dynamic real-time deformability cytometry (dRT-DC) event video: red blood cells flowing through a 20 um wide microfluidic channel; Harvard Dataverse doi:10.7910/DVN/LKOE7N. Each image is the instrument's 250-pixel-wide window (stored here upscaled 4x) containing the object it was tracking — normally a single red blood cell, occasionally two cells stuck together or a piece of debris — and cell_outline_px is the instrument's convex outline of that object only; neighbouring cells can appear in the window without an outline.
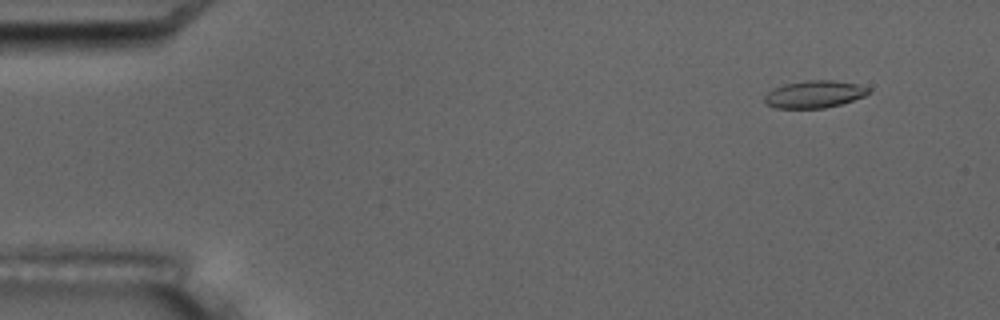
{"species": "common noctule bat (a hibernating species)", "species_latin": "Nyctalus noctula", "temperature_condition": "room temperature", "stored_images_in_passage": 10, "camera_frame_rate_fps": 3000, "um_per_image_px": 0.085, "animal": {"sex": "male", "body_mass_g": 17.5, "forearm_length_mm": 52.3}, "frame": {"image": 1, "passage_image": 1, "time_ms": 0.0, "image_size_px": [1000, 320], "cell_outline_px": [[872, 92], [864, 96], [840, 104], [824, 108], [772, 108], [764, 104], [764, 96], [772, 88], [784, 84], [808, 80], [832, 80], [856, 84], [872, 88]], "centroid_in_image_um": [69.19, 8.01], "position_along_channel_um": 15.8, "area_um2": 16.7}}